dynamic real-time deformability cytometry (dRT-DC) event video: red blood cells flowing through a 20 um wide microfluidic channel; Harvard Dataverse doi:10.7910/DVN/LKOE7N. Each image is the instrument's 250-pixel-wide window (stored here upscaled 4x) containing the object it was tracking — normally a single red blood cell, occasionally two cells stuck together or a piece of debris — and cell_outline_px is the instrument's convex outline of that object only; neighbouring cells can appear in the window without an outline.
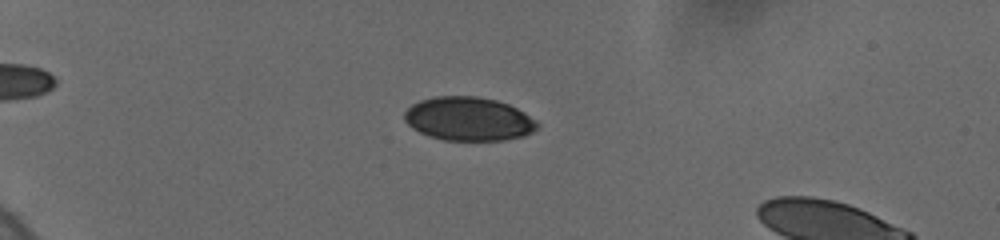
{"species": "human", "species_latin": "Homo sapiens", "temperature_condition": "cold", "stored_images_in_passage": 15, "camera_frame_rate_fps": 3000, "um_per_image_px": 0.085, "donor": {"sex": "female"}, "frame": {"image": 1, "passage_image": 6, "time_ms": 2.0, "image_size_px": [1000, 240], "cell_outline_px": [[540, 128], [524, 136], [504, 140], [444, 140], [428, 136], [412, 128], [404, 120], [404, 112], [412, 104], [420, 100], [436, 96], [476, 96], [496, 100], [508, 104], [524, 112], [536, 120], [540, 124]], "centroid_in_image_um": [39.84, 10.11], "position_along_channel_um": 45.2, "area_um2": 33.99}}
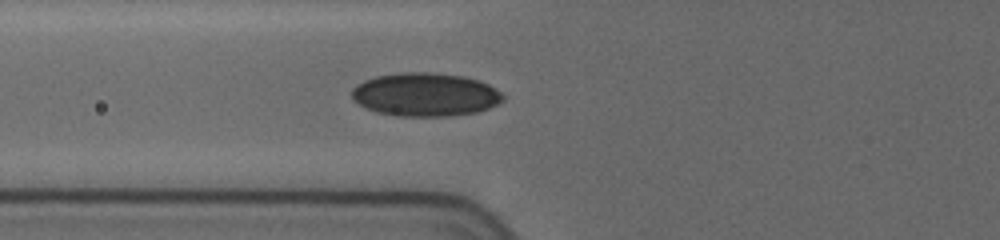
{"frame": {"image": 2, "passage_image": 12, "time_ms": 4.667, "image_size_px": [1000, 240], "cell_outline_px": [[504, 100], [480, 112], [448, 116], [396, 116], [376, 112], [352, 100], [352, 88], [356, 84], [364, 80], [376, 76], [400, 72], [432, 72], [464, 76], [480, 80], [488, 84], [500, 92], [504, 96]], "centroid_in_image_um": [36.15, 8.03], "position_along_channel_um": 89.7, "area_um2": 38.49}}
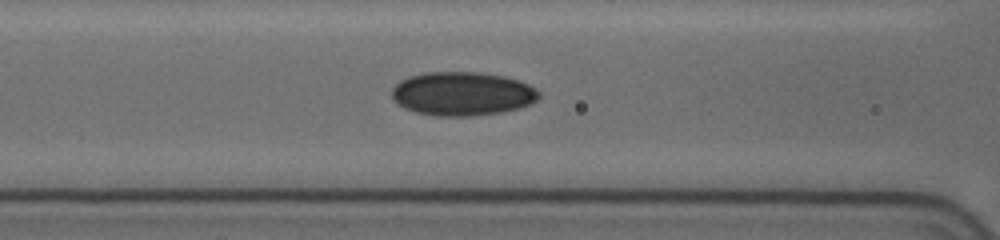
{"frame": {"image": 3, "passage_image": 15, "time_ms": 5.667, "image_size_px": [1000, 240], "cell_outline_px": [[540, 96], [532, 104], [520, 108], [504, 112], [472, 116], [436, 116], [416, 112], [404, 108], [392, 100], [392, 88], [400, 80], [408, 76], [424, 72], [480, 72], [504, 76], [520, 80], [536, 88], [540, 92]], "centroid_in_image_um": [39.31, 7.97], "position_along_channel_um": 127.3, "area_um2": 38.03}}